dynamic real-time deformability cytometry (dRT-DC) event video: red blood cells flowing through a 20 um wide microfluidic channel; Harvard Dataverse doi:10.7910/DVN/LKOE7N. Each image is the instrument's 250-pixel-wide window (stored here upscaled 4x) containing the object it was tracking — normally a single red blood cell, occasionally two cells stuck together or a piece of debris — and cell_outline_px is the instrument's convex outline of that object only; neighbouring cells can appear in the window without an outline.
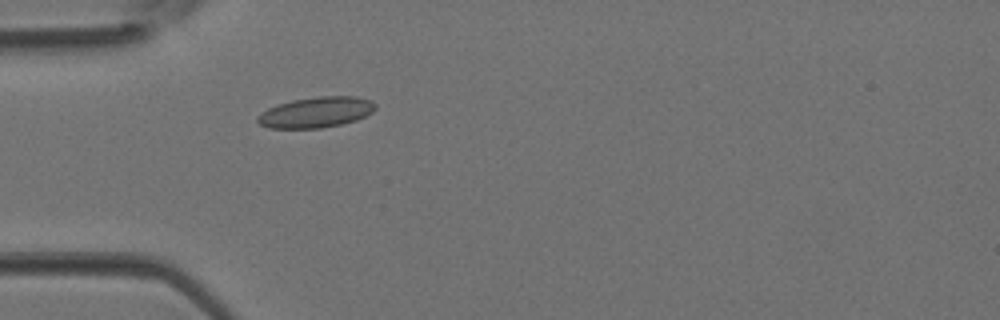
{"species": "Egyptian fruit bat (a non-hibernating species)", "species_latin": "Rousettus aegyptiacus", "temperature_condition": "room temperature", "stored_images_in_passage": 3, "camera_frame_rate_fps": 3000, "um_per_image_px": 0.085, "animal": {"sex": "female"}, "frame": {"image": 1, "passage_image": 3, "time_ms": 0.667, "image_size_px": [1000, 320], "cell_outline_px": [[376, 108], [372, 112], [356, 120], [340, 124], [320, 128], [268, 128], [260, 124], [256, 120], [268, 108], [292, 100], [316, 96], [356, 96], [372, 100], [376, 104]], "centroid_in_image_um": [26.91, 9.53], "position_along_channel_um": 58.1, "area_um2": 20.87}}